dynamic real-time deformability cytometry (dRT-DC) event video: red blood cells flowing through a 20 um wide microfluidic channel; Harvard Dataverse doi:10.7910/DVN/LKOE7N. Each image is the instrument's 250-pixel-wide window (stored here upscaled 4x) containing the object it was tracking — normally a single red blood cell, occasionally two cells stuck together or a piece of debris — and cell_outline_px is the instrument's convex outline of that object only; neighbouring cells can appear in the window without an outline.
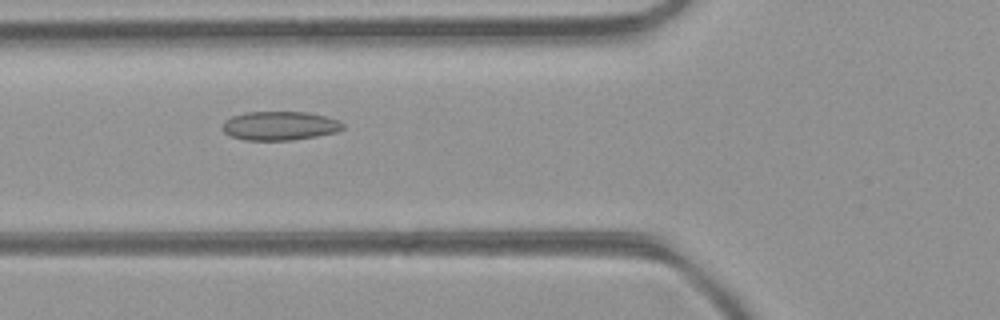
{"species": "common noctule bat (a hibernating species)", "species_latin": "Nyctalus noctula", "temperature_condition": "room temperature", "stored_images_in_passage": 33, "camera_frame_rate_fps": 3000, "um_per_image_px": 0.085, "animal": {"sex": "female", "body_mass_g": 21.9}, "frame": {"image": 1, "passage_image": 4, "time_ms": 1.0, "image_size_px": [1000, 320], "cell_outline_px": [[344, 128], [336, 132], [316, 136], [292, 140], [244, 140], [232, 136], [224, 132], [220, 128], [224, 120], [232, 116], [244, 112], [308, 112], [340, 120], [344, 124]], "centroid_in_image_um": [23.76, 10.69], "position_along_channel_um": 102.0, "area_um2": 20.4}}
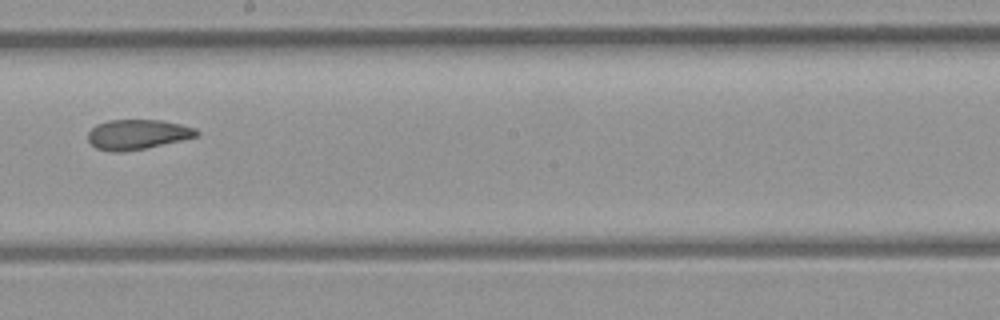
{"frame": {"image": 2, "passage_image": 13, "time_ms": 4.0, "image_size_px": [1000, 320], "cell_outline_px": [[200, 132], [196, 136], [180, 140], [144, 148], [124, 152], [112, 152], [96, 148], [88, 140], [88, 132], [96, 124], [108, 120], [160, 120], [180, 124], [196, 128]], "centroid_in_image_um": [11.65, 11.42], "position_along_channel_um": 236.6, "area_um2": 18.79}}
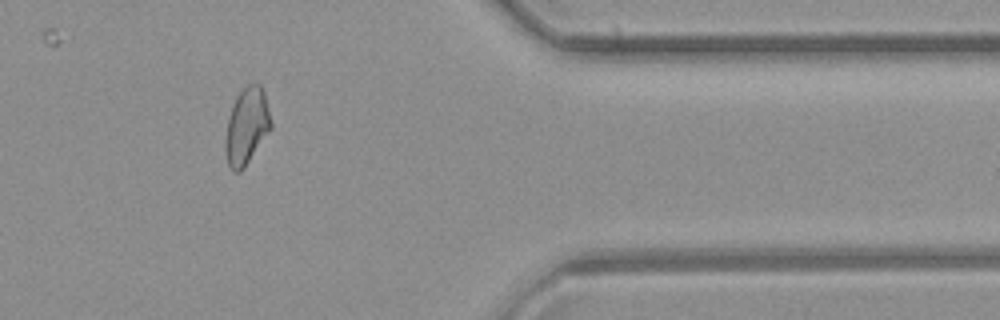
{"frame": {"image": 3, "passage_image": 25, "time_ms": 8.0, "image_size_px": [1000, 320], "cell_outline_px": [[272, 128], [244, 168], [240, 172], [232, 172], [228, 164], [224, 148], [224, 140], [228, 116], [236, 96], [248, 84], [260, 84], [264, 92], [272, 124]], "centroid_in_image_um": [20.95, 10.76], "position_along_channel_um": 390.5, "area_um2": 20.46}, "authors_computed_cell_mechanics": {"area_um2": 19.8254, "velocity_mm_per_s": 4.4654, "shape_relaxation_time_tau1_ms": null, "shape_relaxation_time_tau2_ms": 2.0607, "deformation_change_tau1": null, "deformation_change_tau2": 0.0909}}